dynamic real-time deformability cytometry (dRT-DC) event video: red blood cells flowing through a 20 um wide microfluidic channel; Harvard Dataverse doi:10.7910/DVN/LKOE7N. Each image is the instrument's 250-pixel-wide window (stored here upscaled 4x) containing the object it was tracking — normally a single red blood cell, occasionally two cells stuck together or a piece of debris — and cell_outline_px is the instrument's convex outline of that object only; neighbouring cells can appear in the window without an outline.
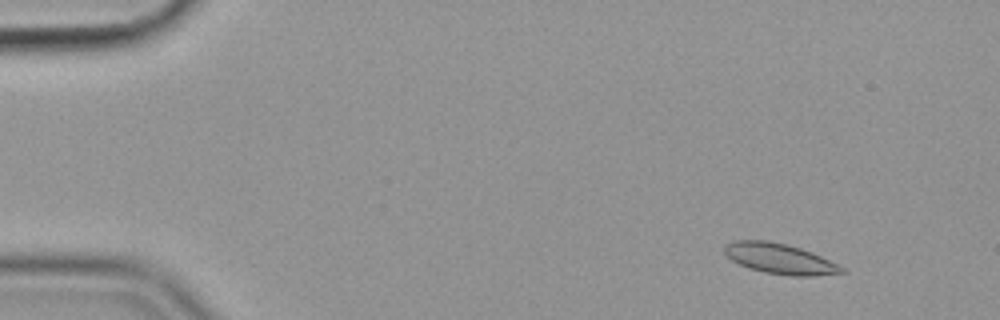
{"species": "common noctule bat (a hibernating species)", "species_latin": "Nyctalus noctula", "temperature_condition": "cold", "stored_images_in_passage": 57, "camera_frame_rate_fps": 3000, "um_per_image_px": 0.085, "animal": {"sex": "female", "body_mass_g": 19.9}, "frame": {"image": 1, "passage_image": 6, "time_ms": 1.667, "image_size_px": [1000, 320], "cell_outline_px": [[848, 272], [812, 276], [792, 276], [764, 272], [748, 268], [732, 260], [724, 252], [724, 244], [736, 240], [768, 240], [788, 244], [812, 252], [844, 268]], "centroid_in_image_um": [66.26, 21.98], "position_along_channel_um": 18.7, "area_um2": 20.75}}
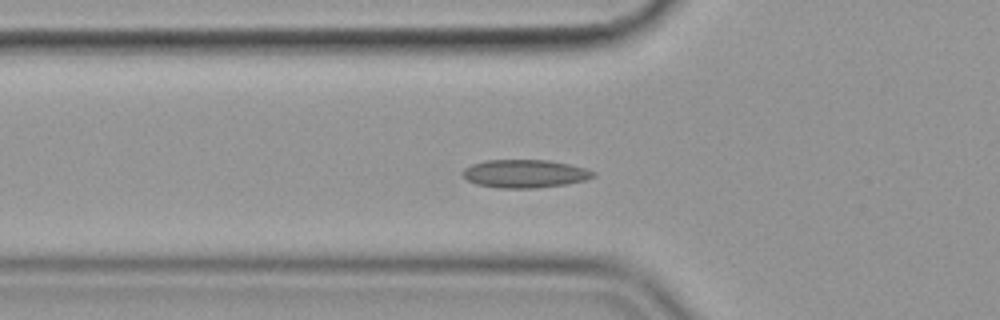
{"frame": {"image": 2, "passage_image": 20, "time_ms": 6.333, "image_size_px": [1000, 320], "cell_outline_px": [[596, 176], [588, 180], [564, 184], [536, 188], [500, 188], [476, 184], [468, 180], [460, 172], [464, 168], [472, 164], [484, 160], [548, 160], [572, 164], [596, 172]], "centroid_in_image_um": [44.63, 14.76], "position_along_channel_um": 81.2, "area_um2": 21.56}}
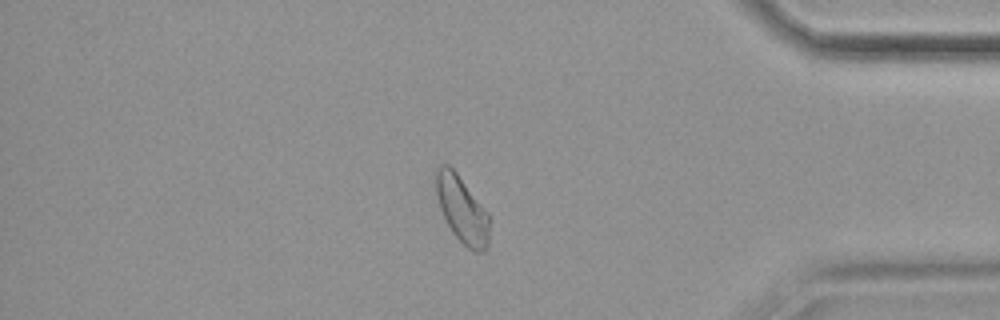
{"frame": {"image": 3, "passage_image": 49, "time_ms": 16.0, "image_size_px": [1000, 320], "cell_outline_px": [[488, 248], [484, 252], [476, 252], [468, 248], [452, 232], [440, 208], [436, 192], [436, 168], [440, 164], [448, 164], [456, 172], [488, 212]], "centroid_in_image_um": [39.27, 17.8], "position_along_channel_um": 395.9, "area_um2": 20.46}, "authors_computed_cell_mechanics": {"area_um2": 20.4612, "velocity_mm_per_s": 3.5351, "shape_relaxation_time_tau1_ms": null, "shape_relaxation_time_tau2_ms": 5.2184, "deformation_change_tau1": null, "deformation_change_tau2": 0.0826}}